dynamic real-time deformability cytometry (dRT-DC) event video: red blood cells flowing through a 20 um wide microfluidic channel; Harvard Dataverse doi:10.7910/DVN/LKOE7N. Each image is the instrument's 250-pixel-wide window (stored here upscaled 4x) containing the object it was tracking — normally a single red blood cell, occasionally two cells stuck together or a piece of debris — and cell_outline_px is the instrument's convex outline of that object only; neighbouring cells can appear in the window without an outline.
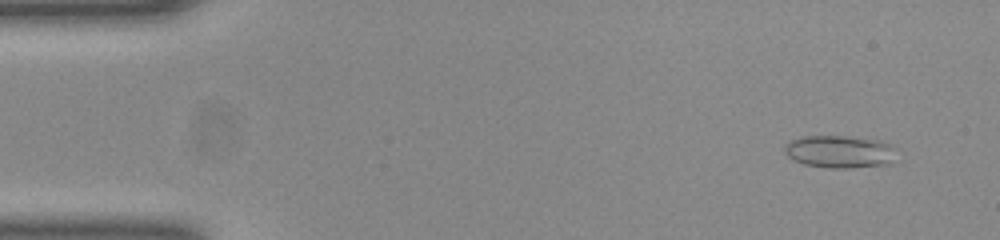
{"species": "common noctule bat (a hibernating species)", "species_latin": "Nyctalus noctula", "temperature_condition": "room temperature", "stored_images_in_passage": 52, "camera_frame_rate_fps": 3000, "um_per_image_px": 0.085, "animal": {"sex": "female", "body_mass_g": 23.0, "forearm_length_mm": 53.4}, "frame": {"image": 1, "passage_image": 4, "time_ms": 1.0, "image_size_px": [1000, 240], "cell_outline_px": [[896, 148], [892, 164], [852, 168], [828, 168], [804, 164], [792, 160], [784, 152], [784, 148], [792, 140], [800, 136], [848, 136], [880, 140], [892, 144]], "centroid_in_image_um": [71.41, 12.89], "position_along_channel_um": 13.6, "area_um2": 21.56}}
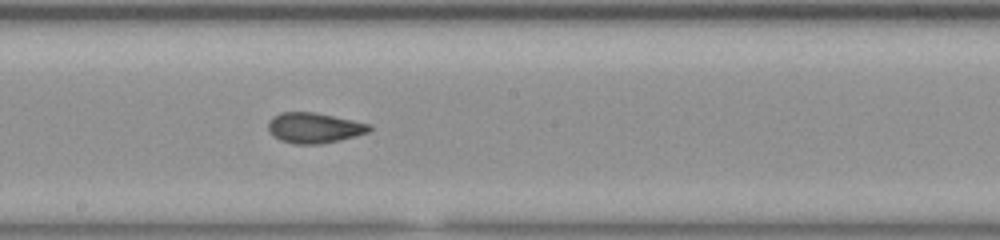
{"frame": {"image": 2, "passage_image": 28, "time_ms": 9.0, "image_size_px": [1000, 240], "cell_outline_px": [[372, 128], [368, 132], [320, 144], [296, 144], [280, 140], [268, 128], [268, 120], [272, 116], [280, 112], [312, 112], [372, 124]], "centroid_in_image_um": [26.68, 10.85], "position_along_channel_um": 221.5, "area_um2": 17.57}}
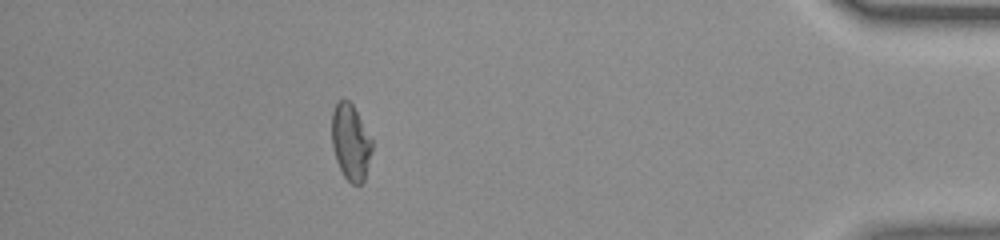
{"frame": {"image": 3, "passage_image": 46, "time_ms": 15.0, "image_size_px": [1000, 240], "cell_outline_px": [[372, 148], [364, 180], [360, 184], [352, 184], [344, 176], [336, 160], [332, 144], [332, 112], [336, 104], [340, 100], [348, 100], [352, 104], [372, 140]], "centroid_in_image_um": [29.79, 12.09], "position_along_channel_um": 405.4, "area_um2": 17.46}, "authors_computed_cell_mechanics": {"area_um2": 18.2359, "velocity_mm_per_s": 3.9515, "shape_relaxation_time_tau1_ms": null, "shape_relaxation_time_tau2_ms": 1.3594, "deformation_change_tau1": null, "deformation_change_tau2": 0.0568}}